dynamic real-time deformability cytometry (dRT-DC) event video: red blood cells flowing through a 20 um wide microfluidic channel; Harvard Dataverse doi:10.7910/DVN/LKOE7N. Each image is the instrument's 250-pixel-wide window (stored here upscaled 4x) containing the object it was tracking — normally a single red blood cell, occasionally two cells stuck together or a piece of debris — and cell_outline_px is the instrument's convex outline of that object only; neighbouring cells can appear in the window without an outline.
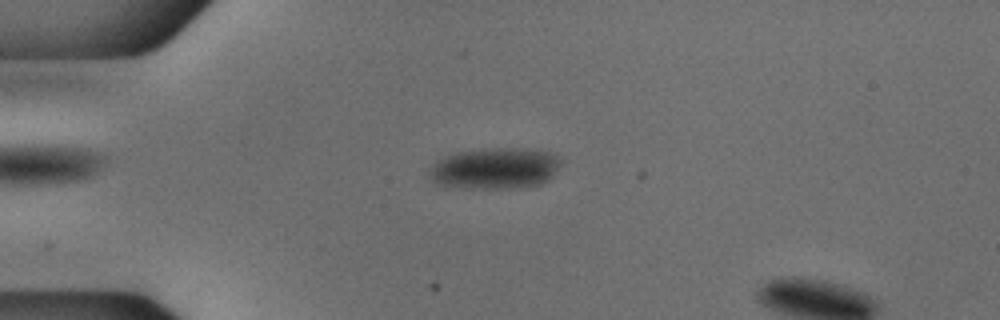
{"species": "common noctule bat (a hibernating species)", "species_latin": "Nyctalus noctula", "temperature_condition": "cold", "stored_images_in_passage": 7, "camera_frame_rate_fps": 3000, "um_per_image_px": 0.085, "animal": {"sex": "male", "body_mass_g": 18.8}, "frame": {"image": 1, "passage_image": 3, "time_ms": 0.667, "image_size_px": [1000, 320], "cell_outline_px": [[560, 164], [552, 176], [548, 180], [540, 184], [520, 188], [468, 188], [436, 184], [428, 176], [428, 172], [444, 156], [456, 152], [496, 148], [520, 148], [548, 152], [556, 156], [560, 160]], "centroid_in_image_um": [42.07, 14.32], "position_along_channel_um": 42.9, "area_um2": 31.27}}